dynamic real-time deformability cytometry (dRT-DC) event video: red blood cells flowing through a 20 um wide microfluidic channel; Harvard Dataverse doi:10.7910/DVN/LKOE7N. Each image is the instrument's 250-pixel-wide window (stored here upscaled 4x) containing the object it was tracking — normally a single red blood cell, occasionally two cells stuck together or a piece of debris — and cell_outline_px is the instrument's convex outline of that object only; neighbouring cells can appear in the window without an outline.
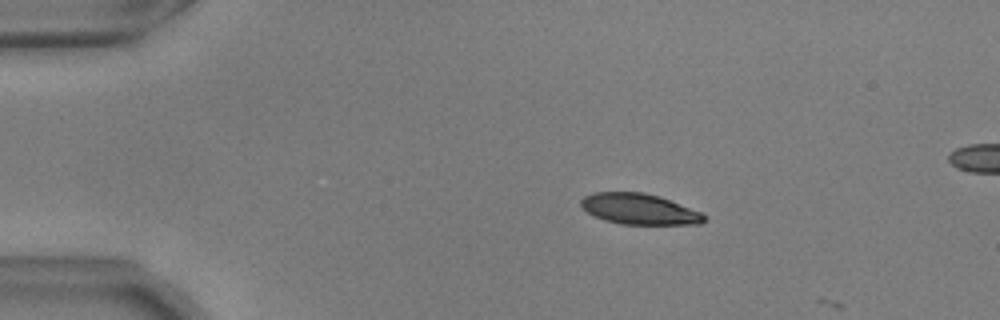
{"species": "common noctule bat (a hibernating species)", "species_latin": "Nyctalus noctula", "temperature_condition": "warm", "stored_images_in_passage": 9, "camera_frame_rate_fps": 3000, "um_per_image_px": 0.085, "animal": {"sex": "male", "body_mass_g": 17.9, "forearm_length_mm": 54.2}, "frame": {"image": 1, "passage_image": 8, "time_ms": 2.333, "image_size_px": [1000, 320], "cell_outline_px": [[708, 216], [700, 224], [620, 224], [604, 220], [580, 208], [580, 200], [584, 196], [592, 192], [644, 192], [660, 196], [700, 212]], "centroid_in_image_um": [54.3, 17.76], "position_along_channel_um": 30.7, "area_um2": 22.14}}